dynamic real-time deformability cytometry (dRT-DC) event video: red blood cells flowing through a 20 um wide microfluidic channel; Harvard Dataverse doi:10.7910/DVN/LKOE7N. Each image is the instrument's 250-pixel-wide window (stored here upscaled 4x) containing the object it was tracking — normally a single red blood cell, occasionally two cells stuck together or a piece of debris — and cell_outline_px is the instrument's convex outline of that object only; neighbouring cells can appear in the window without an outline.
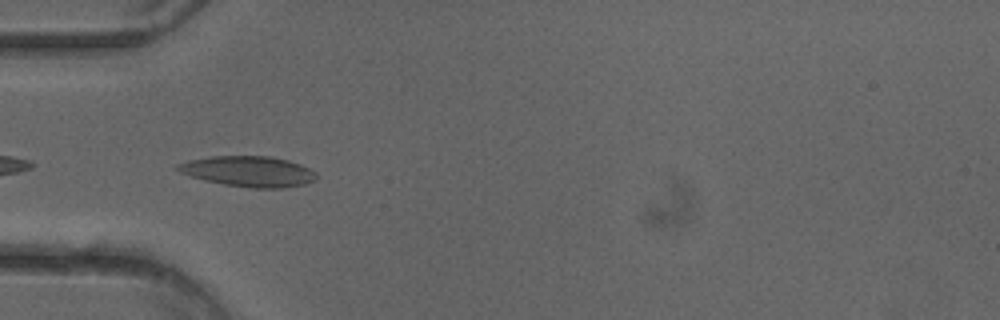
{"species": "common noctule bat (a hibernating species)", "species_latin": "Nyctalus noctula", "temperature_condition": "cold", "stored_images_in_passage": 37, "camera_frame_rate_fps": 3000, "um_per_image_px": 0.085, "animal": {"sex": "female"}, "frame": {"image": 1, "passage_image": 2, "time_ms": 0.333, "image_size_px": [1000, 320], "cell_outline_px": [[316, 180], [304, 184], [284, 188], [252, 188], [224, 184], [204, 180], [180, 172], [172, 168], [176, 164], [188, 160], [212, 156], [272, 156], [288, 160], [300, 164], [316, 172]], "centroid_in_image_um": [21.11, 14.56], "position_along_channel_um": 63.9, "area_um2": 24.8}}
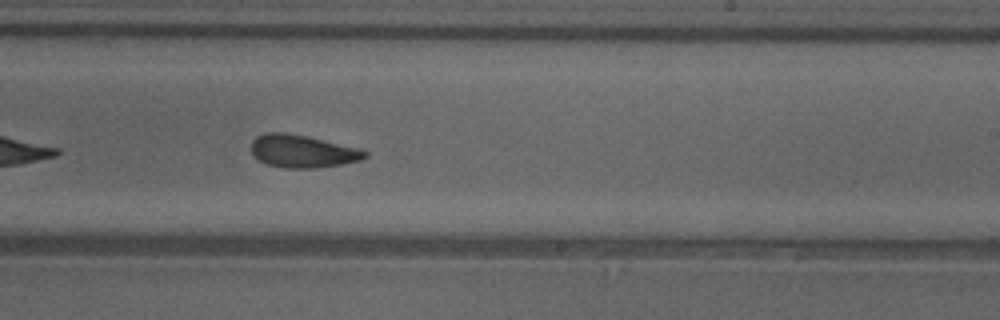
{"frame": {"image": 2, "passage_image": 17, "time_ms": 5.333, "image_size_px": [1000, 320], "cell_outline_px": [[368, 156], [360, 160], [340, 164], [316, 168], [284, 168], [268, 164], [252, 156], [252, 140], [256, 136], [264, 132], [284, 132], [308, 136], [360, 148], [368, 152]], "centroid_in_image_um": [25.7, 12.84], "position_along_channel_um": 263.3, "area_um2": 21.79}}
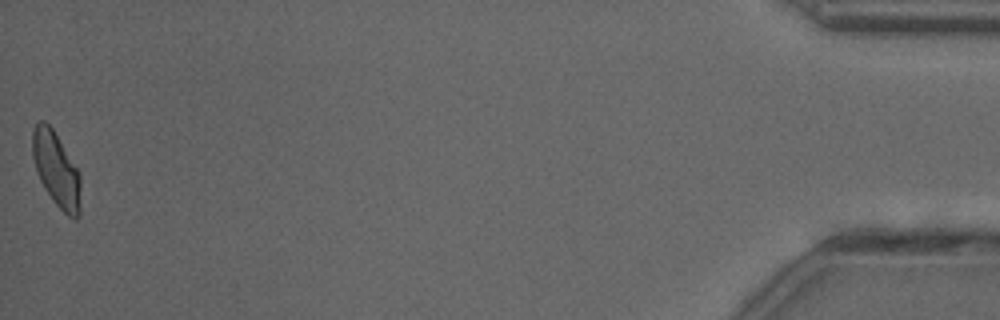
{"frame": {"image": 3, "passage_image": 37, "time_ms": 12.0, "image_size_px": [1000, 320], "cell_outline_px": [[80, 216], [76, 220], [68, 216], [52, 200], [44, 188], [36, 172], [32, 156], [32, 132], [36, 124], [40, 120], [44, 120], [52, 128], [80, 172]], "centroid_in_image_um": [4.78, 14.42], "position_along_channel_um": 430.4, "area_um2": 21.1}, "authors_computed_cell_mechanics": {"area_um2": 21.386, "velocity_mm_per_s": 4.0064, "shape_relaxation_time_tau1_ms": 5.2125, "shape_relaxation_time_tau2_ms": 3.0201, "deformation_change_tau1": 0.1331, "deformation_change_tau2": 0.1072}}